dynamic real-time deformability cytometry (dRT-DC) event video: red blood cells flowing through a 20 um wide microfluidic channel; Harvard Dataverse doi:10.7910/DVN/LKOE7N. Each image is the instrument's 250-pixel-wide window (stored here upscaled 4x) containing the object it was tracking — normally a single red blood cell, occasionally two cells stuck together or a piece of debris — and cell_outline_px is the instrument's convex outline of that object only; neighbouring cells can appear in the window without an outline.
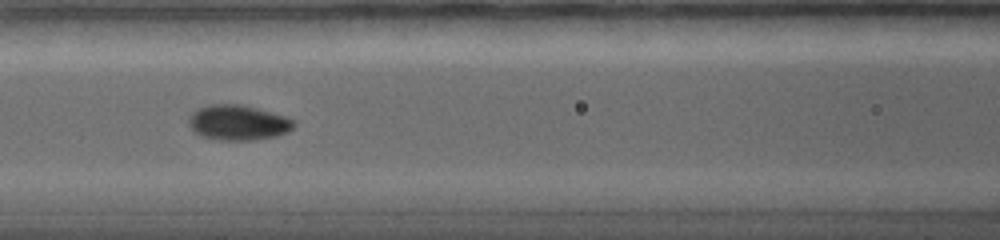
{"species": "common noctule bat (a hibernating species)", "species_latin": "Nyctalus noctula", "temperature_condition": "warm", "stored_images_in_passage": 10, "camera_frame_rate_fps": 5000, "um_per_image_px": 0.085, "animal": {"sex": "female", "body_mass_g": 19.0, "forearm_length_mm": 56.7}, "frame": {"image": 1, "passage_image": 6, "time_ms": 5.2, "image_size_px": [1000, 240], "cell_outline_px": [[296, 124], [288, 132], [276, 136], [252, 140], [220, 140], [200, 136], [188, 124], [188, 116], [196, 108], [208, 104], [240, 104], [256, 108], [284, 116], [296, 120]], "centroid_in_image_um": [20.21, 10.41], "position_along_channel_um": 146.4, "area_um2": 21.68}}
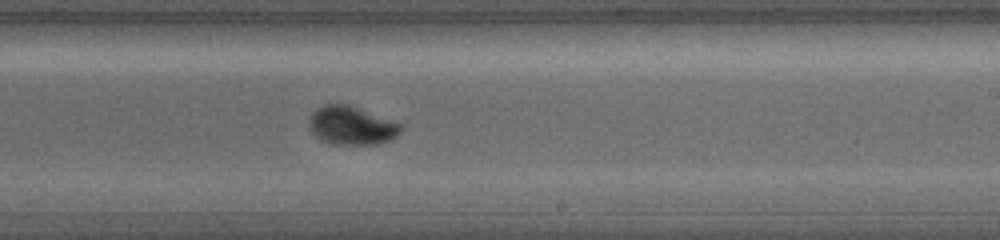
{"frame": {"image": 2, "passage_image": 9, "time_ms": 8.4, "image_size_px": [1000, 240], "cell_outline_px": [[404, 128], [396, 136], [388, 140], [376, 144], [328, 144], [320, 140], [308, 128], [308, 120], [312, 112], [316, 108], [324, 104], [348, 104], [404, 124]], "centroid_in_image_um": [29.86, 10.66], "position_along_channel_um": 259.1, "area_um2": 20.87}}
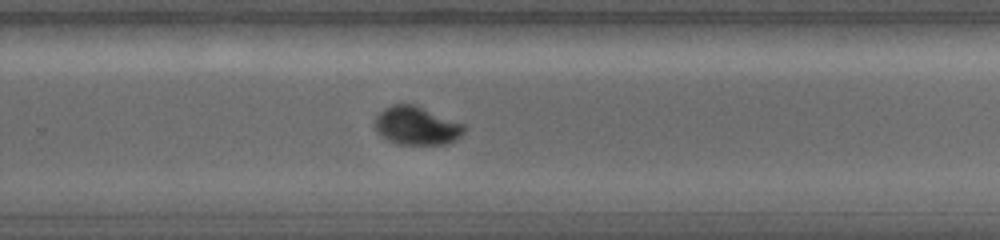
{"frame": {"image": 3, "passage_image": 10, "time_ms": 9.4, "image_size_px": [1000, 240], "cell_outline_px": [[468, 128], [456, 140], [448, 144], [396, 144], [388, 140], [376, 132], [372, 124], [376, 116], [384, 108], [392, 104], [416, 104], [464, 124]], "centroid_in_image_um": [35.4, 10.68], "position_along_channel_um": 294.4, "area_um2": 20.35}}